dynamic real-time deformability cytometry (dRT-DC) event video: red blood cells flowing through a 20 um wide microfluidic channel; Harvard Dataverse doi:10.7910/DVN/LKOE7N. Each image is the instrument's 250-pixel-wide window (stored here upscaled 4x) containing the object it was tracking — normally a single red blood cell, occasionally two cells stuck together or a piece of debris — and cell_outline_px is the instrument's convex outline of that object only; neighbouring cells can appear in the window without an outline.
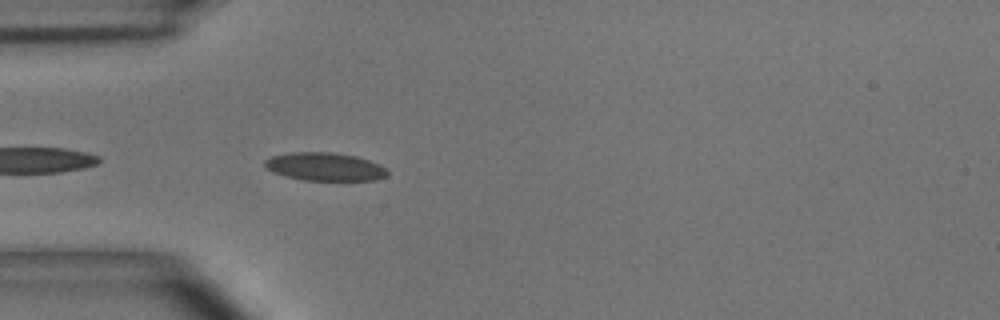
{"species": "common noctule bat (a hibernating species)", "species_latin": "Nyctalus noctula", "temperature_condition": "room temperature", "stored_images_in_passage": 6, "camera_frame_rate_fps": 3000, "um_per_image_px": 0.085, "animal": {"sex": "male", "body_mass_g": 15.6}, "frame": {"image": 1, "passage_image": 3, "time_ms": 0.667, "image_size_px": [1000, 320], "cell_outline_px": [[388, 176], [376, 180], [304, 180], [272, 172], [264, 168], [264, 160], [272, 156], [292, 152], [332, 152], [356, 156], [380, 164], [388, 168]], "centroid_in_image_um": [27.63, 14.16], "position_along_channel_um": 57.4, "area_um2": 20.23}}